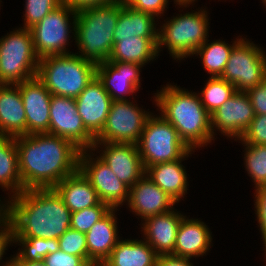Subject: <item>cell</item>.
<instances>
[{
    "mask_svg": "<svg viewBox=\"0 0 266 266\" xmlns=\"http://www.w3.org/2000/svg\"><path fill=\"white\" fill-rule=\"evenodd\" d=\"M22 191L54 188L79 167L80 149L70 140L49 133L15 137Z\"/></svg>",
    "mask_w": 266,
    "mask_h": 266,
    "instance_id": "1",
    "label": "cell"
},
{
    "mask_svg": "<svg viewBox=\"0 0 266 266\" xmlns=\"http://www.w3.org/2000/svg\"><path fill=\"white\" fill-rule=\"evenodd\" d=\"M4 203L14 237L58 239L70 229L72 212L54 188H32Z\"/></svg>",
    "mask_w": 266,
    "mask_h": 266,
    "instance_id": "2",
    "label": "cell"
},
{
    "mask_svg": "<svg viewBox=\"0 0 266 266\" xmlns=\"http://www.w3.org/2000/svg\"><path fill=\"white\" fill-rule=\"evenodd\" d=\"M179 87L171 84L162 87L154 95L155 106L191 150L199 149L214 141L211 115L202 105L198 93Z\"/></svg>",
    "mask_w": 266,
    "mask_h": 266,
    "instance_id": "3",
    "label": "cell"
},
{
    "mask_svg": "<svg viewBox=\"0 0 266 266\" xmlns=\"http://www.w3.org/2000/svg\"><path fill=\"white\" fill-rule=\"evenodd\" d=\"M120 12L121 3L117 2L77 13L73 37L80 51L76 54L96 65L108 61Z\"/></svg>",
    "mask_w": 266,
    "mask_h": 266,
    "instance_id": "4",
    "label": "cell"
},
{
    "mask_svg": "<svg viewBox=\"0 0 266 266\" xmlns=\"http://www.w3.org/2000/svg\"><path fill=\"white\" fill-rule=\"evenodd\" d=\"M96 64L76 53L40 58L37 77L55 96L77 98L96 77Z\"/></svg>",
    "mask_w": 266,
    "mask_h": 266,
    "instance_id": "5",
    "label": "cell"
},
{
    "mask_svg": "<svg viewBox=\"0 0 266 266\" xmlns=\"http://www.w3.org/2000/svg\"><path fill=\"white\" fill-rule=\"evenodd\" d=\"M198 12L178 14L166 21L158 29V55L161 48L168 47L169 54L175 60L193 56L195 51L206 41L209 30V18L205 9Z\"/></svg>",
    "mask_w": 266,
    "mask_h": 266,
    "instance_id": "6",
    "label": "cell"
},
{
    "mask_svg": "<svg viewBox=\"0 0 266 266\" xmlns=\"http://www.w3.org/2000/svg\"><path fill=\"white\" fill-rule=\"evenodd\" d=\"M40 58L35 52L31 31L19 27L0 38V82L18 85L37 76Z\"/></svg>",
    "mask_w": 266,
    "mask_h": 266,
    "instance_id": "7",
    "label": "cell"
},
{
    "mask_svg": "<svg viewBox=\"0 0 266 266\" xmlns=\"http://www.w3.org/2000/svg\"><path fill=\"white\" fill-rule=\"evenodd\" d=\"M153 114L147 119L137 143L144 169L182 159L191 150L170 122Z\"/></svg>",
    "mask_w": 266,
    "mask_h": 266,
    "instance_id": "8",
    "label": "cell"
},
{
    "mask_svg": "<svg viewBox=\"0 0 266 266\" xmlns=\"http://www.w3.org/2000/svg\"><path fill=\"white\" fill-rule=\"evenodd\" d=\"M69 20L73 21L72 24ZM75 21L76 14L62 2L38 24L30 28L34 49L38 57L72 53L66 47L70 43V34L75 35Z\"/></svg>",
    "mask_w": 266,
    "mask_h": 266,
    "instance_id": "9",
    "label": "cell"
},
{
    "mask_svg": "<svg viewBox=\"0 0 266 266\" xmlns=\"http://www.w3.org/2000/svg\"><path fill=\"white\" fill-rule=\"evenodd\" d=\"M221 78L239 92H247L266 79V54L255 43L242 38L234 45Z\"/></svg>",
    "mask_w": 266,
    "mask_h": 266,
    "instance_id": "10",
    "label": "cell"
},
{
    "mask_svg": "<svg viewBox=\"0 0 266 266\" xmlns=\"http://www.w3.org/2000/svg\"><path fill=\"white\" fill-rule=\"evenodd\" d=\"M151 115L133 100L112 101L106 123L95 142L137 144Z\"/></svg>",
    "mask_w": 266,
    "mask_h": 266,
    "instance_id": "11",
    "label": "cell"
},
{
    "mask_svg": "<svg viewBox=\"0 0 266 266\" xmlns=\"http://www.w3.org/2000/svg\"><path fill=\"white\" fill-rule=\"evenodd\" d=\"M94 157L91 149L81 150L78 169L90 181L99 200L111 209H117L128 202L129 187L98 156Z\"/></svg>",
    "mask_w": 266,
    "mask_h": 266,
    "instance_id": "12",
    "label": "cell"
},
{
    "mask_svg": "<svg viewBox=\"0 0 266 266\" xmlns=\"http://www.w3.org/2000/svg\"><path fill=\"white\" fill-rule=\"evenodd\" d=\"M49 134L70 140L80 150L93 148L95 137L85 128L74 98L51 96Z\"/></svg>",
    "mask_w": 266,
    "mask_h": 266,
    "instance_id": "13",
    "label": "cell"
},
{
    "mask_svg": "<svg viewBox=\"0 0 266 266\" xmlns=\"http://www.w3.org/2000/svg\"><path fill=\"white\" fill-rule=\"evenodd\" d=\"M255 118L249 95L236 91L226 102L211 114V129L220 131L224 136L238 140ZM215 128V129H214Z\"/></svg>",
    "mask_w": 266,
    "mask_h": 266,
    "instance_id": "14",
    "label": "cell"
},
{
    "mask_svg": "<svg viewBox=\"0 0 266 266\" xmlns=\"http://www.w3.org/2000/svg\"><path fill=\"white\" fill-rule=\"evenodd\" d=\"M99 147L104 149L100 150ZM95 149L100 150L101 153L98 157L129 188L145 174L137 144L95 142L92 151H96Z\"/></svg>",
    "mask_w": 266,
    "mask_h": 266,
    "instance_id": "15",
    "label": "cell"
},
{
    "mask_svg": "<svg viewBox=\"0 0 266 266\" xmlns=\"http://www.w3.org/2000/svg\"><path fill=\"white\" fill-rule=\"evenodd\" d=\"M18 86L26 114V135L49 133L52 94L37 76Z\"/></svg>",
    "mask_w": 266,
    "mask_h": 266,
    "instance_id": "16",
    "label": "cell"
},
{
    "mask_svg": "<svg viewBox=\"0 0 266 266\" xmlns=\"http://www.w3.org/2000/svg\"><path fill=\"white\" fill-rule=\"evenodd\" d=\"M143 66L128 62L105 61L96 66V77L112 101L128 100L127 95L140 89V70Z\"/></svg>",
    "mask_w": 266,
    "mask_h": 266,
    "instance_id": "17",
    "label": "cell"
},
{
    "mask_svg": "<svg viewBox=\"0 0 266 266\" xmlns=\"http://www.w3.org/2000/svg\"><path fill=\"white\" fill-rule=\"evenodd\" d=\"M77 113L85 128L96 137L103 129L110 110L112 99L95 77L75 98Z\"/></svg>",
    "mask_w": 266,
    "mask_h": 266,
    "instance_id": "18",
    "label": "cell"
},
{
    "mask_svg": "<svg viewBox=\"0 0 266 266\" xmlns=\"http://www.w3.org/2000/svg\"><path fill=\"white\" fill-rule=\"evenodd\" d=\"M177 202L144 174L131 188L126 203L142 221L174 209Z\"/></svg>",
    "mask_w": 266,
    "mask_h": 266,
    "instance_id": "19",
    "label": "cell"
},
{
    "mask_svg": "<svg viewBox=\"0 0 266 266\" xmlns=\"http://www.w3.org/2000/svg\"><path fill=\"white\" fill-rule=\"evenodd\" d=\"M170 210L163 214L148 217L143 220L141 232L143 239L153 248L158 255L173 254L176 243L177 231L182 219L185 217L180 212Z\"/></svg>",
    "mask_w": 266,
    "mask_h": 266,
    "instance_id": "20",
    "label": "cell"
},
{
    "mask_svg": "<svg viewBox=\"0 0 266 266\" xmlns=\"http://www.w3.org/2000/svg\"><path fill=\"white\" fill-rule=\"evenodd\" d=\"M111 209L85 233L87 242V262L91 266H101L110 256L119 241L117 217ZM118 231V232H117Z\"/></svg>",
    "mask_w": 266,
    "mask_h": 266,
    "instance_id": "21",
    "label": "cell"
},
{
    "mask_svg": "<svg viewBox=\"0 0 266 266\" xmlns=\"http://www.w3.org/2000/svg\"><path fill=\"white\" fill-rule=\"evenodd\" d=\"M211 234L206 223L185 216L177 231L173 255L190 259L206 255L212 246Z\"/></svg>",
    "mask_w": 266,
    "mask_h": 266,
    "instance_id": "22",
    "label": "cell"
},
{
    "mask_svg": "<svg viewBox=\"0 0 266 266\" xmlns=\"http://www.w3.org/2000/svg\"><path fill=\"white\" fill-rule=\"evenodd\" d=\"M26 135V114L18 85H0V136Z\"/></svg>",
    "mask_w": 266,
    "mask_h": 266,
    "instance_id": "23",
    "label": "cell"
},
{
    "mask_svg": "<svg viewBox=\"0 0 266 266\" xmlns=\"http://www.w3.org/2000/svg\"><path fill=\"white\" fill-rule=\"evenodd\" d=\"M190 150L182 159L159 163L145 169L146 176L177 203L184 198L188 190V177L182 164L186 157L191 156Z\"/></svg>",
    "mask_w": 266,
    "mask_h": 266,
    "instance_id": "24",
    "label": "cell"
},
{
    "mask_svg": "<svg viewBox=\"0 0 266 266\" xmlns=\"http://www.w3.org/2000/svg\"><path fill=\"white\" fill-rule=\"evenodd\" d=\"M54 189L72 213L98 205L101 202L96 190L79 169L59 182Z\"/></svg>",
    "mask_w": 266,
    "mask_h": 266,
    "instance_id": "25",
    "label": "cell"
},
{
    "mask_svg": "<svg viewBox=\"0 0 266 266\" xmlns=\"http://www.w3.org/2000/svg\"><path fill=\"white\" fill-rule=\"evenodd\" d=\"M157 258L145 240L120 239L101 266H157Z\"/></svg>",
    "mask_w": 266,
    "mask_h": 266,
    "instance_id": "26",
    "label": "cell"
},
{
    "mask_svg": "<svg viewBox=\"0 0 266 266\" xmlns=\"http://www.w3.org/2000/svg\"><path fill=\"white\" fill-rule=\"evenodd\" d=\"M158 37H128L114 41L108 61L128 62L144 66L158 57Z\"/></svg>",
    "mask_w": 266,
    "mask_h": 266,
    "instance_id": "27",
    "label": "cell"
},
{
    "mask_svg": "<svg viewBox=\"0 0 266 266\" xmlns=\"http://www.w3.org/2000/svg\"><path fill=\"white\" fill-rule=\"evenodd\" d=\"M155 16L133 9L129 5L121 4V12L114 29V41L128 37H158Z\"/></svg>",
    "mask_w": 266,
    "mask_h": 266,
    "instance_id": "28",
    "label": "cell"
},
{
    "mask_svg": "<svg viewBox=\"0 0 266 266\" xmlns=\"http://www.w3.org/2000/svg\"><path fill=\"white\" fill-rule=\"evenodd\" d=\"M0 186L10 191L11 197L22 192L15 137L0 136Z\"/></svg>",
    "mask_w": 266,
    "mask_h": 266,
    "instance_id": "29",
    "label": "cell"
},
{
    "mask_svg": "<svg viewBox=\"0 0 266 266\" xmlns=\"http://www.w3.org/2000/svg\"><path fill=\"white\" fill-rule=\"evenodd\" d=\"M241 38H237L234 43L228 44L222 40H214L210 43L209 40L199 47L193 55L199 56L202 59V64L211 76L221 77L229 59L230 53L234 45Z\"/></svg>",
    "mask_w": 266,
    "mask_h": 266,
    "instance_id": "30",
    "label": "cell"
},
{
    "mask_svg": "<svg viewBox=\"0 0 266 266\" xmlns=\"http://www.w3.org/2000/svg\"><path fill=\"white\" fill-rule=\"evenodd\" d=\"M235 92L236 89L232 83L227 82L221 77H209L205 87L198 96L202 105L211 115Z\"/></svg>",
    "mask_w": 266,
    "mask_h": 266,
    "instance_id": "31",
    "label": "cell"
},
{
    "mask_svg": "<svg viewBox=\"0 0 266 266\" xmlns=\"http://www.w3.org/2000/svg\"><path fill=\"white\" fill-rule=\"evenodd\" d=\"M14 243L21 246L16 255L23 261H41L59 250L58 239L14 237Z\"/></svg>",
    "mask_w": 266,
    "mask_h": 266,
    "instance_id": "32",
    "label": "cell"
},
{
    "mask_svg": "<svg viewBox=\"0 0 266 266\" xmlns=\"http://www.w3.org/2000/svg\"><path fill=\"white\" fill-rule=\"evenodd\" d=\"M244 164L255 189L266 185V145L244 144Z\"/></svg>",
    "mask_w": 266,
    "mask_h": 266,
    "instance_id": "33",
    "label": "cell"
},
{
    "mask_svg": "<svg viewBox=\"0 0 266 266\" xmlns=\"http://www.w3.org/2000/svg\"><path fill=\"white\" fill-rule=\"evenodd\" d=\"M110 210L111 208L107 204L100 202L98 205L73 212L71 215L70 228L87 233L90 228Z\"/></svg>",
    "mask_w": 266,
    "mask_h": 266,
    "instance_id": "34",
    "label": "cell"
},
{
    "mask_svg": "<svg viewBox=\"0 0 266 266\" xmlns=\"http://www.w3.org/2000/svg\"><path fill=\"white\" fill-rule=\"evenodd\" d=\"M62 2L63 0H26L23 28L35 26Z\"/></svg>",
    "mask_w": 266,
    "mask_h": 266,
    "instance_id": "35",
    "label": "cell"
},
{
    "mask_svg": "<svg viewBox=\"0 0 266 266\" xmlns=\"http://www.w3.org/2000/svg\"><path fill=\"white\" fill-rule=\"evenodd\" d=\"M59 249L70 255L83 257L87 261V242L85 233L68 229L58 238Z\"/></svg>",
    "mask_w": 266,
    "mask_h": 266,
    "instance_id": "36",
    "label": "cell"
},
{
    "mask_svg": "<svg viewBox=\"0 0 266 266\" xmlns=\"http://www.w3.org/2000/svg\"><path fill=\"white\" fill-rule=\"evenodd\" d=\"M243 144L266 145V114L255 115L250 126L239 139Z\"/></svg>",
    "mask_w": 266,
    "mask_h": 266,
    "instance_id": "37",
    "label": "cell"
},
{
    "mask_svg": "<svg viewBox=\"0 0 266 266\" xmlns=\"http://www.w3.org/2000/svg\"><path fill=\"white\" fill-rule=\"evenodd\" d=\"M46 266H91L83 257L61 251L48 254L44 259Z\"/></svg>",
    "mask_w": 266,
    "mask_h": 266,
    "instance_id": "38",
    "label": "cell"
},
{
    "mask_svg": "<svg viewBox=\"0 0 266 266\" xmlns=\"http://www.w3.org/2000/svg\"><path fill=\"white\" fill-rule=\"evenodd\" d=\"M255 214L260 226V232L263 238L265 257H266V185L255 189Z\"/></svg>",
    "mask_w": 266,
    "mask_h": 266,
    "instance_id": "39",
    "label": "cell"
},
{
    "mask_svg": "<svg viewBox=\"0 0 266 266\" xmlns=\"http://www.w3.org/2000/svg\"><path fill=\"white\" fill-rule=\"evenodd\" d=\"M169 0H132L128 5L135 10L148 12L156 17L164 15Z\"/></svg>",
    "mask_w": 266,
    "mask_h": 266,
    "instance_id": "40",
    "label": "cell"
},
{
    "mask_svg": "<svg viewBox=\"0 0 266 266\" xmlns=\"http://www.w3.org/2000/svg\"><path fill=\"white\" fill-rule=\"evenodd\" d=\"M246 93L250 97L255 115L266 114V79L254 88H250Z\"/></svg>",
    "mask_w": 266,
    "mask_h": 266,
    "instance_id": "41",
    "label": "cell"
},
{
    "mask_svg": "<svg viewBox=\"0 0 266 266\" xmlns=\"http://www.w3.org/2000/svg\"><path fill=\"white\" fill-rule=\"evenodd\" d=\"M14 243V233L11 225L3 218L0 221V263H2V257L7 250L8 246ZM6 263L0 264V266H12V257L8 259Z\"/></svg>",
    "mask_w": 266,
    "mask_h": 266,
    "instance_id": "42",
    "label": "cell"
},
{
    "mask_svg": "<svg viewBox=\"0 0 266 266\" xmlns=\"http://www.w3.org/2000/svg\"><path fill=\"white\" fill-rule=\"evenodd\" d=\"M63 2L77 14L96 6L117 3L119 0H63Z\"/></svg>",
    "mask_w": 266,
    "mask_h": 266,
    "instance_id": "43",
    "label": "cell"
},
{
    "mask_svg": "<svg viewBox=\"0 0 266 266\" xmlns=\"http://www.w3.org/2000/svg\"><path fill=\"white\" fill-rule=\"evenodd\" d=\"M157 266H193L190 258H183L173 254L158 255Z\"/></svg>",
    "mask_w": 266,
    "mask_h": 266,
    "instance_id": "44",
    "label": "cell"
},
{
    "mask_svg": "<svg viewBox=\"0 0 266 266\" xmlns=\"http://www.w3.org/2000/svg\"><path fill=\"white\" fill-rule=\"evenodd\" d=\"M12 266H46L44 261H23L15 253L12 256Z\"/></svg>",
    "mask_w": 266,
    "mask_h": 266,
    "instance_id": "45",
    "label": "cell"
},
{
    "mask_svg": "<svg viewBox=\"0 0 266 266\" xmlns=\"http://www.w3.org/2000/svg\"><path fill=\"white\" fill-rule=\"evenodd\" d=\"M176 5L186 9V7L190 6L192 3L196 2V0H174Z\"/></svg>",
    "mask_w": 266,
    "mask_h": 266,
    "instance_id": "46",
    "label": "cell"
},
{
    "mask_svg": "<svg viewBox=\"0 0 266 266\" xmlns=\"http://www.w3.org/2000/svg\"><path fill=\"white\" fill-rule=\"evenodd\" d=\"M0 199V221L4 218V204H2Z\"/></svg>",
    "mask_w": 266,
    "mask_h": 266,
    "instance_id": "47",
    "label": "cell"
},
{
    "mask_svg": "<svg viewBox=\"0 0 266 266\" xmlns=\"http://www.w3.org/2000/svg\"><path fill=\"white\" fill-rule=\"evenodd\" d=\"M132 0H119L122 5H128Z\"/></svg>",
    "mask_w": 266,
    "mask_h": 266,
    "instance_id": "48",
    "label": "cell"
},
{
    "mask_svg": "<svg viewBox=\"0 0 266 266\" xmlns=\"http://www.w3.org/2000/svg\"><path fill=\"white\" fill-rule=\"evenodd\" d=\"M262 3H264L265 7H266V0H262Z\"/></svg>",
    "mask_w": 266,
    "mask_h": 266,
    "instance_id": "49",
    "label": "cell"
}]
</instances>
